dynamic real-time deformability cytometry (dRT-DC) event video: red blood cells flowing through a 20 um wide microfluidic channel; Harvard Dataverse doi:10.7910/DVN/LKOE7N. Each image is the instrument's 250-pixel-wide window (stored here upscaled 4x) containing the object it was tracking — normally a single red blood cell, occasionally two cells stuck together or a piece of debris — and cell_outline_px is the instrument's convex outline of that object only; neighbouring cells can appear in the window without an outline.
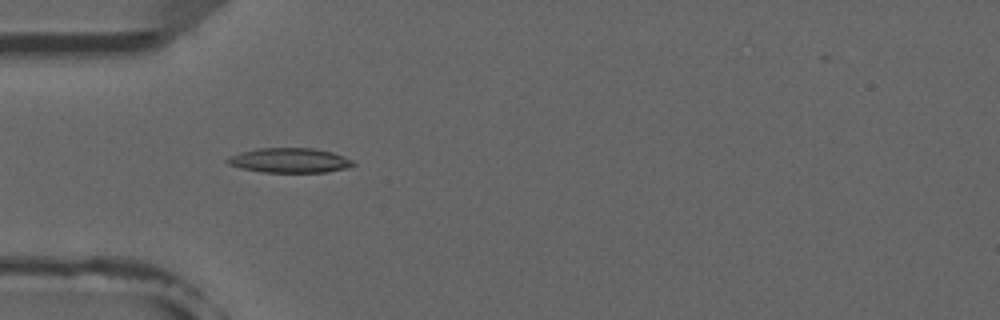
{"species": "common noctule bat (a hibernating species)", "species_latin": "Nyctalus noctula", "temperature_condition": "room temperature", "stored_images_in_passage": 6, "camera_frame_rate_fps": 3000, "um_per_image_px": 0.085, "animal": {"sex": "male", "forearm_length_mm": 52.5}, "frame": {"image": 1, "passage_image": 5, "time_ms": 4.667, "image_size_px": [1000, 320], "cell_outline_px": [[356, 164], [348, 168], [328, 172], [264, 172], [240, 168], [228, 164], [224, 160], [240, 152], [260, 148], [312, 148], [332, 152], [344, 156], [352, 160]], "centroid_in_image_um": [24.64, 13.63], "position_along_channel_um": 60.4, "area_um2": 18.09}}
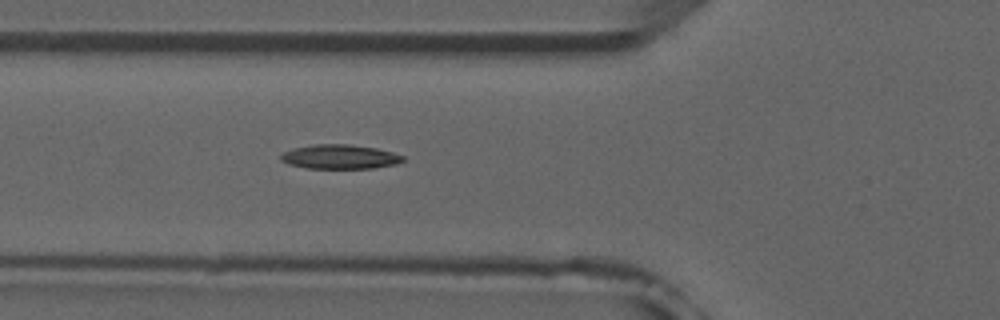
{"frame": {"image": 2, "passage_image": 6, "time_ms": 5.667, "image_size_px": [1000, 320], "cell_outline_px": [[404, 160], [396, 164], [372, 168], [308, 168], [288, 164], [280, 160], [280, 156], [284, 152], [292, 148], [312, 144], [348, 144], [376, 148], [392, 152], [404, 156]], "centroid_in_image_um": [28.86, 13.32], "position_along_channel_um": 96.9, "area_um2": 17.28}}